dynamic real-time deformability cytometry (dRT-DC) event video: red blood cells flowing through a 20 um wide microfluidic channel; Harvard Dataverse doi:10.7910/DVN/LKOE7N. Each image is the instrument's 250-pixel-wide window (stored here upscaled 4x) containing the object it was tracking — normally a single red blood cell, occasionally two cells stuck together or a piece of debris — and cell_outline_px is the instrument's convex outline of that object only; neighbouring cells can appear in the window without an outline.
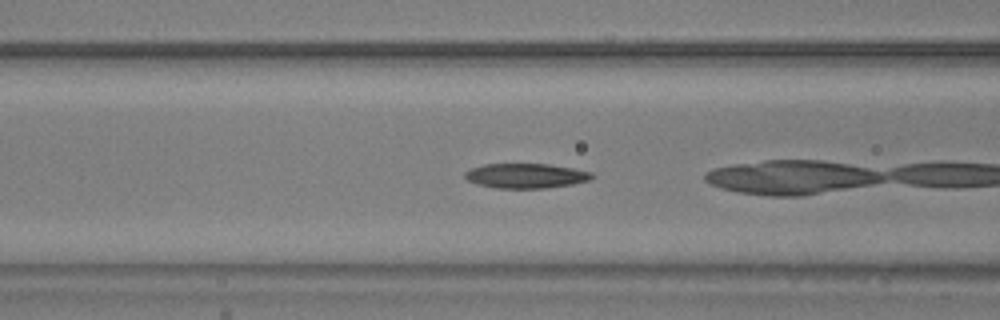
{"species": "common noctule bat (a hibernating species)", "species_latin": "Nyctalus noctula", "temperature_condition": "warm", "stored_images_in_passage": 32, "camera_frame_rate_fps": 3000, "um_per_image_px": 0.085, "animal": {"sex": "male", "body_mass_g": 20.5, "forearm_length_mm": 52.5}, "frame": {"image": 1, "passage_image": 20, "time_ms": 6.333, "image_size_px": [1000, 320], "cell_outline_px": [[596, 176], [588, 180], [572, 184], [544, 188], [496, 188], [476, 184], [468, 180], [464, 176], [464, 172], [472, 168], [484, 164], [548, 164], [572, 168], [592, 172]], "centroid_in_image_um": [44.69, 14.94], "position_along_channel_um": 121.9, "area_um2": 18.26}}